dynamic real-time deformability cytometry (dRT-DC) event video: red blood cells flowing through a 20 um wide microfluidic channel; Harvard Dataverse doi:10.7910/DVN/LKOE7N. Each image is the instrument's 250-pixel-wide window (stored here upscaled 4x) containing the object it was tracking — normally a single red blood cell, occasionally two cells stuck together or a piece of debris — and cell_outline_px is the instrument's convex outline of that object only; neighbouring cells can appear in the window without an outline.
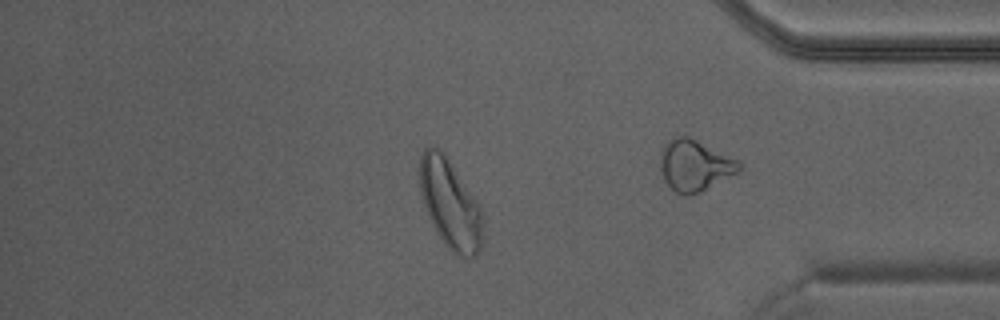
{"species": "Egyptian fruit bat (a non-hibernating species)", "species_latin": "Rousettus aegyptiacus", "temperature_condition": "warm", "stored_images_in_passage": 42, "camera_frame_rate_fps": 3000, "um_per_image_px": 0.085, "animal": {"sex": "male"}, "frame": {"image": 1, "passage_image": 36, "time_ms": 11.667, "image_size_px": [1000, 320], "cell_outline_px": [[480, 252], [476, 256], [464, 260], [452, 252], [444, 244], [436, 232], [428, 216], [420, 192], [420, 156], [424, 148], [432, 144], [436, 144], [440, 148], [476, 200], [480, 208]], "centroid_in_image_um": [38.21, 17.34], "position_along_channel_um": 397.0, "area_um2": 32.37}}